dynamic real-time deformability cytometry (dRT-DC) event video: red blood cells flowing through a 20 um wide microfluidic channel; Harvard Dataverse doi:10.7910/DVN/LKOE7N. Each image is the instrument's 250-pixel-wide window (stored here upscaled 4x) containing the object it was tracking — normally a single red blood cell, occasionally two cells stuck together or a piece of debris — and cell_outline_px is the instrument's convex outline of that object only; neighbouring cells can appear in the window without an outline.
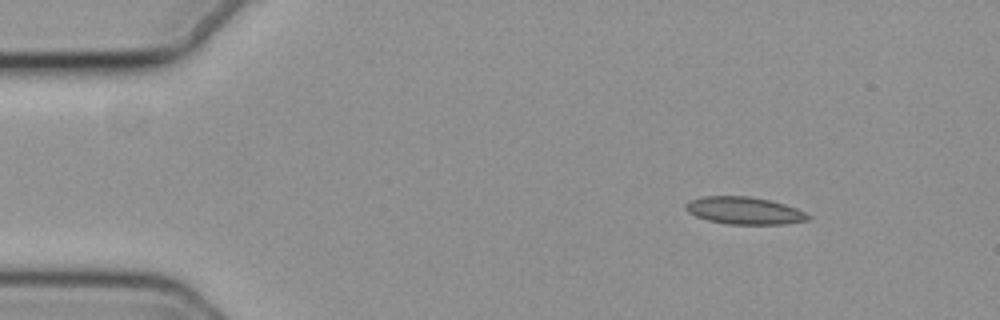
{"species": "common noctule bat (a hibernating species)", "species_latin": "Nyctalus noctula", "temperature_condition": "cold", "stored_images_in_passage": 49, "camera_frame_rate_fps": 3000, "um_per_image_px": 0.085, "animal": {"sex": "female", "body_mass_g": 19.3, "forearm_length_mm": 54.1}, "frame": {"image": 1, "passage_image": 1, "time_ms": 0.0, "image_size_px": [1000, 320], "cell_outline_px": [[812, 216], [808, 220], [784, 224], [728, 224], [708, 220], [696, 216], [688, 212], [684, 208], [684, 204], [692, 200], [704, 196], [748, 196], [768, 200], [784, 204], [796, 208]], "centroid_in_image_um": [63.26, 17.9], "position_along_channel_um": 21.7, "area_um2": 19.36}}
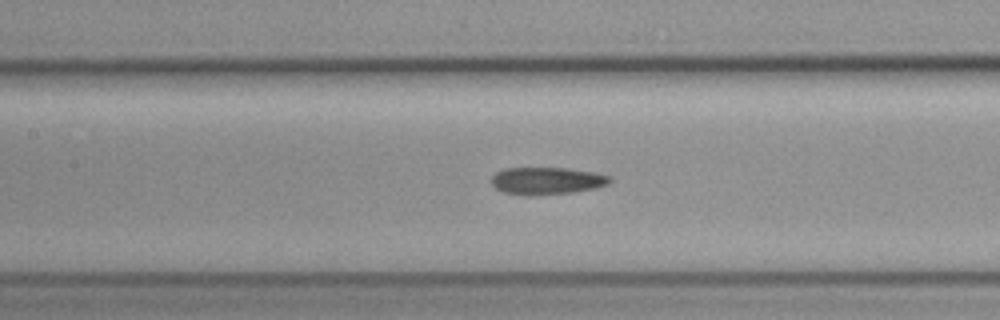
{"frame": {"image": 2, "passage_image": 19, "time_ms": 6.0, "image_size_px": [1000, 320], "cell_outline_px": [[612, 180], [608, 184], [596, 188], [572, 192], [528, 196], [504, 192], [496, 188], [492, 184], [492, 176], [496, 172], [504, 168], [568, 168], [592, 172], [612, 176]], "centroid_in_image_um": [46.49, 15.36], "position_along_channel_um": 160.9, "area_um2": 18.84}}
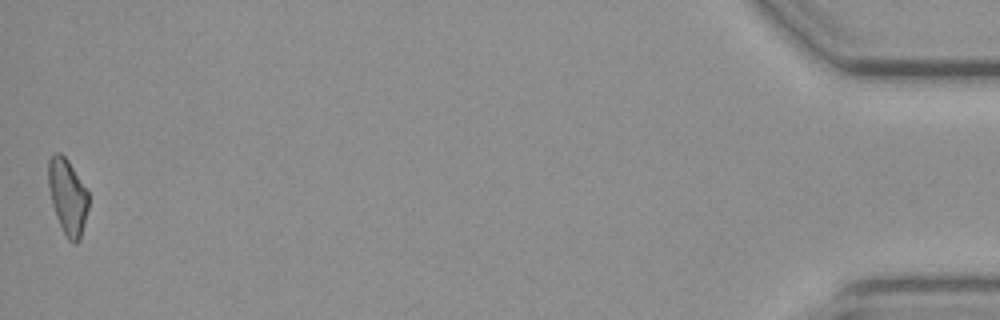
{"frame": {"image": 3, "passage_image": 49, "time_ms": 16.0, "image_size_px": [1000, 320], "cell_outline_px": [[88, 208], [80, 240], [76, 244], [72, 244], [68, 240], [56, 216], [52, 204], [48, 188], [48, 160], [56, 152], [60, 152], [68, 160], [88, 192]], "centroid_in_image_um": [5.74, 16.73], "position_along_channel_um": 429.5, "area_um2": 17.63}}